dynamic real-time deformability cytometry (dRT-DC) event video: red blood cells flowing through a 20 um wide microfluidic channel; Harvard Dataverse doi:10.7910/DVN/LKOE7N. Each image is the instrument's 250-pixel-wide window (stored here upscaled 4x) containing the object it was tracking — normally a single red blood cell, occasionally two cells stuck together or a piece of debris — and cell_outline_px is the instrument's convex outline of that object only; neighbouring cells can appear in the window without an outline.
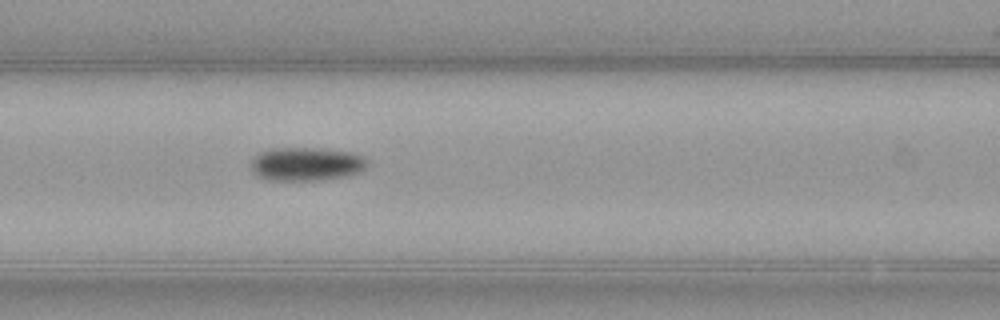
{"species": "common noctule bat (a hibernating species)", "species_latin": "Nyctalus noctula", "temperature_condition": "warm", "stored_images_in_passage": 38, "camera_frame_rate_fps": 3000, "um_per_image_px": 0.085, "animal": {"sex": "female", "body_mass_g": 21.9}, "frame": {"image": 1, "passage_image": 11, "time_ms": 3.333, "image_size_px": [1000, 320], "cell_outline_px": [[368, 164], [360, 172], [348, 176], [324, 180], [264, 180], [256, 176], [252, 172], [252, 160], [260, 152], [272, 148], [316, 148], [352, 152], [368, 160]], "centroid_in_image_um": [26.03, 13.95], "position_along_channel_um": 140.6, "area_um2": 22.89}}
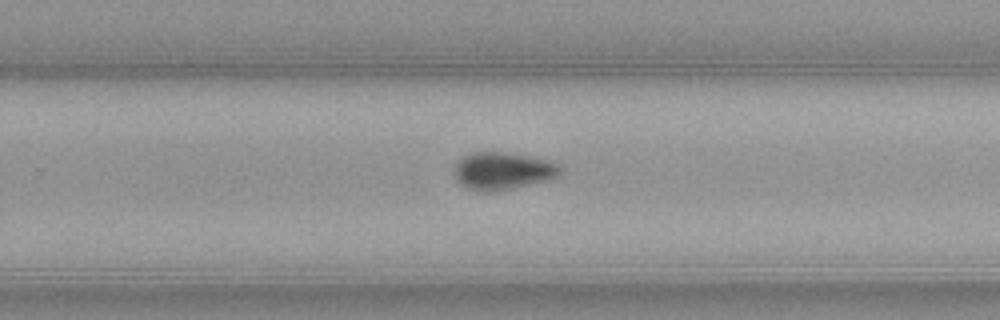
{"frame": {"image": 2, "passage_image": 22, "time_ms": 7.0, "image_size_px": [1000, 320], "cell_outline_px": [[560, 172], [556, 176], [548, 180], [512, 188], [492, 192], [484, 192], [468, 188], [460, 184], [456, 180], [452, 172], [460, 156], [472, 152], [504, 152], [536, 156], [548, 160], [556, 164], [560, 168]], "centroid_in_image_um": [42.67, 14.51], "position_along_channel_um": 287.1, "area_um2": 23.35}}
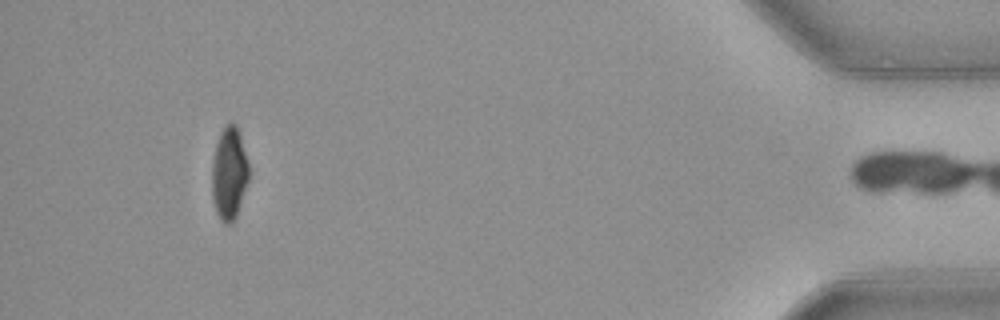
{"frame": {"image": 3, "passage_image": 37, "time_ms": 12.0, "image_size_px": [1000, 320], "cell_outline_px": [[248, 180], [236, 216], [228, 224], [224, 224], [220, 220], [216, 212], [212, 200], [212, 164], [216, 144], [220, 132], [228, 124], [236, 124], [248, 160]], "centroid_in_image_um": [19.46, 14.76], "position_along_channel_um": 415.7, "area_um2": 19.65}, "authors_computed_cell_mechanics": {"area_um2": 21.8773, "velocity_mm_per_s": 4.0068, "shape_relaxation_time_tau1_ms": 3.0687, "shape_relaxation_time_tau2_ms": null, "deformation_change_tau1": 0.1261, "deformation_change_tau2": null}}